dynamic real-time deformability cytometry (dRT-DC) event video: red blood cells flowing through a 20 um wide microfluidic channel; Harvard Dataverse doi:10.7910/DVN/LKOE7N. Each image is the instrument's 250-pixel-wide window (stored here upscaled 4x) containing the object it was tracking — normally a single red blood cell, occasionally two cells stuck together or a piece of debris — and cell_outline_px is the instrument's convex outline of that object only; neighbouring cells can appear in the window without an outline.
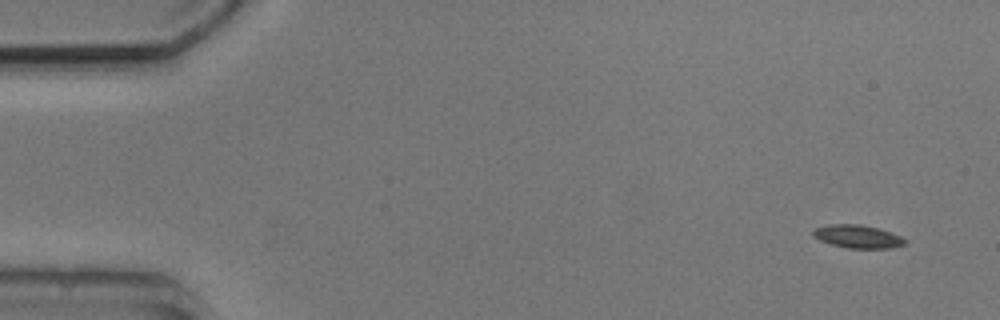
{"species": "common noctule bat (a hibernating species)", "species_latin": "Nyctalus noctula", "temperature_condition": "cold", "stored_images_in_passage": 5, "camera_frame_rate_fps": 3000, "um_per_image_px": 0.085, "animal": {"sex": "male", "body_mass_g": 20.5, "forearm_length_mm": 52.5}, "frame": {"image": 1, "passage_image": 1, "time_ms": 0.0, "image_size_px": [1000, 320], "cell_outline_px": [[908, 244], [892, 248], [848, 248], [832, 244], [820, 240], [812, 236], [812, 228], [828, 224], [860, 224], [880, 228], [900, 236], [908, 240]], "centroid_in_image_um": [72.92, 20.09], "position_along_channel_um": 12.1, "area_um2": 12.6}}
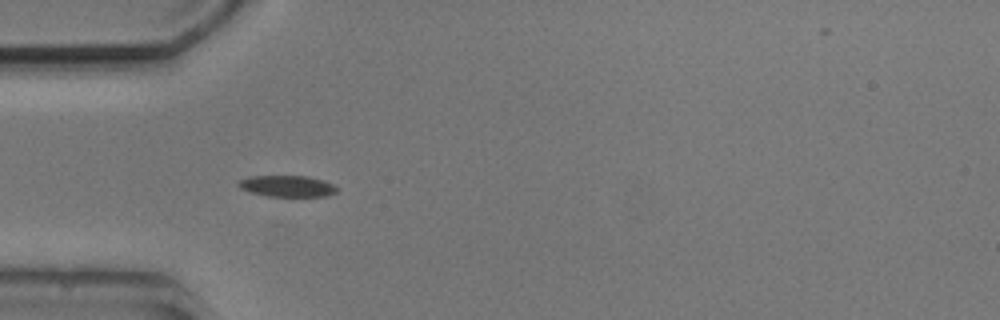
{"frame": {"image": 2, "passage_image": 4, "time_ms": 4.333, "image_size_px": [1000, 320], "cell_outline_px": [[336, 192], [328, 196], [268, 196], [248, 192], [240, 188], [236, 184], [240, 180], [248, 176], [308, 176], [324, 180], [332, 184], [336, 188]], "centroid_in_image_um": [24.38, 15.81], "position_along_channel_um": 60.6, "area_um2": 12.25}}